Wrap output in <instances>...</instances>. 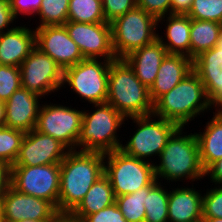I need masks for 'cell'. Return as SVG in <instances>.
<instances>
[{
	"mask_svg": "<svg viewBox=\"0 0 222 222\" xmlns=\"http://www.w3.org/2000/svg\"><path fill=\"white\" fill-rule=\"evenodd\" d=\"M67 21L79 23L106 22L102 0H70Z\"/></svg>",
	"mask_w": 222,
	"mask_h": 222,
	"instance_id": "obj_28",
	"label": "cell"
},
{
	"mask_svg": "<svg viewBox=\"0 0 222 222\" xmlns=\"http://www.w3.org/2000/svg\"><path fill=\"white\" fill-rule=\"evenodd\" d=\"M57 214V209L49 201L21 193L11 185L1 198L2 222L52 220Z\"/></svg>",
	"mask_w": 222,
	"mask_h": 222,
	"instance_id": "obj_15",
	"label": "cell"
},
{
	"mask_svg": "<svg viewBox=\"0 0 222 222\" xmlns=\"http://www.w3.org/2000/svg\"><path fill=\"white\" fill-rule=\"evenodd\" d=\"M35 130L58 140L69 151L77 150L83 122V110L64 104L42 101Z\"/></svg>",
	"mask_w": 222,
	"mask_h": 222,
	"instance_id": "obj_10",
	"label": "cell"
},
{
	"mask_svg": "<svg viewBox=\"0 0 222 222\" xmlns=\"http://www.w3.org/2000/svg\"><path fill=\"white\" fill-rule=\"evenodd\" d=\"M193 0H171V14L187 15Z\"/></svg>",
	"mask_w": 222,
	"mask_h": 222,
	"instance_id": "obj_42",
	"label": "cell"
},
{
	"mask_svg": "<svg viewBox=\"0 0 222 222\" xmlns=\"http://www.w3.org/2000/svg\"><path fill=\"white\" fill-rule=\"evenodd\" d=\"M91 110L83 109V122L77 150L108 153L119 150L123 144L117 134L127 119L109 103L92 104ZM90 111V112H89ZM92 111V112H91ZM119 138V139H118ZM121 139V141H120Z\"/></svg>",
	"mask_w": 222,
	"mask_h": 222,
	"instance_id": "obj_5",
	"label": "cell"
},
{
	"mask_svg": "<svg viewBox=\"0 0 222 222\" xmlns=\"http://www.w3.org/2000/svg\"><path fill=\"white\" fill-rule=\"evenodd\" d=\"M204 177H207L208 181L211 180L212 185L222 186V158L212 163L205 170Z\"/></svg>",
	"mask_w": 222,
	"mask_h": 222,
	"instance_id": "obj_40",
	"label": "cell"
},
{
	"mask_svg": "<svg viewBox=\"0 0 222 222\" xmlns=\"http://www.w3.org/2000/svg\"><path fill=\"white\" fill-rule=\"evenodd\" d=\"M112 45L116 58L151 44L158 38L157 20L136 6L111 23Z\"/></svg>",
	"mask_w": 222,
	"mask_h": 222,
	"instance_id": "obj_6",
	"label": "cell"
},
{
	"mask_svg": "<svg viewBox=\"0 0 222 222\" xmlns=\"http://www.w3.org/2000/svg\"><path fill=\"white\" fill-rule=\"evenodd\" d=\"M50 222H75V218L71 214L58 213Z\"/></svg>",
	"mask_w": 222,
	"mask_h": 222,
	"instance_id": "obj_43",
	"label": "cell"
},
{
	"mask_svg": "<svg viewBox=\"0 0 222 222\" xmlns=\"http://www.w3.org/2000/svg\"><path fill=\"white\" fill-rule=\"evenodd\" d=\"M42 97L28 89L16 90L5 102L6 127L30 132L35 129Z\"/></svg>",
	"mask_w": 222,
	"mask_h": 222,
	"instance_id": "obj_18",
	"label": "cell"
},
{
	"mask_svg": "<svg viewBox=\"0 0 222 222\" xmlns=\"http://www.w3.org/2000/svg\"><path fill=\"white\" fill-rule=\"evenodd\" d=\"M34 47L35 30L26 24L0 34V65L20 67Z\"/></svg>",
	"mask_w": 222,
	"mask_h": 222,
	"instance_id": "obj_20",
	"label": "cell"
},
{
	"mask_svg": "<svg viewBox=\"0 0 222 222\" xmlns=\"http://www.w3.org/2000/svg\"><path fill=\"white\" fill-rule=\"evenodd\" d=\"M70 0H42L38 15L39 25H64L68 20V6Z\"/></svg>",
	"mask_w": 222,
	"mask_h": 222,
	"instance_id": "obj_30",
	"label": "cell"
},
{
	"mask_svg": "<svg viewBox=\"0 0 222 222\" xmlns=\"http://www.w3.org/2000/svg\"><path fill=\"white\" fill-rule=\"evenodd\" d=\"M113 203V188L109 178L104 174L90 187L83 200L70 214L82 222L88 215L99 212Z\"/></svg>",
	"mask_w": 222,
	"mask_h": 222,
	"instance_id": "obj_25",
	"label": "cell"
},
{
	"mask_svg": "<svg viewBox=\"0 0 222 222\" xmlns=\"http://www.w3.org/2000/svg\"><path fill=\"white\" fill-rule=\"evenodd\" d=\"M156 180L145 191V220L144 222H169L168 197L169 190ZM165 188V189H164Z\"/></svg>",
	"mask_w": 222,
	"mask_h": 222,
	"instance_id": "obj_27",
	"label": "cell"
},
{
	"mask_svg": "<svg viewBox=\"0 0 222 222\" xmlns=\"http://www.w3.org/2000/svg\"><path fill=\"white\" fill-rule=\"evenodd\" d=\"M104 175V153L70 150L60 163L58 213L70 214Z\"/></svg>",
	"mask_w": 222,
	"mask_h": 222,
	"instance_id": "obj_1",
	"label": "cell"
},
{
	"mask_svg": "<svg viewBox=\"0 0 222 222\" xmlns=\"http://www.w3.org/2000/svg\"><path fill=\"white\" fill-rule=\"evenodd\" d=\"M10 185L21 193L49 201L58 211L60 163L11 166Z\"/></svg>",
	"mask_w": 222,
	"mask_h": 222,
	"instance_id": "obj_11",
	"label": "cell"
},
{
	"mask_svg": "<svg viewBox=\"0 0 222 222\" xmlns=\"http://www.w3.org/2000/svg\"><path fill=\"white\" fill-rule=\"evenodd\" d=\"M203 217L222 218V186H215L203 194Z\"/></svg>",
	"mask_w": 222,
	"mask_h": 222,
	"instance_id": "obj_34",
	"label": "cell"
},
{
	"mask_svg": "<svg viewBox=\"0 0 222 222\" xmlns=\"http://www.w3.org/2000/svg\"><path fill=\"white\" fill-rule=\"evenodd\" d=\"M167 54L165 46L157 38L151 44L132 51L124 59L133 68L141 83L150 89L155 82L161 62Z\"/></svg>",
	"mask_w": 222,
	"mask_h": 222,
	"instance_id": "obj_22",
	"label": "cell"
},
{
	"mask_svg": "<svg viewBox=\"0 0 222 222\" xmlns=\"http://www.w3.org/2000/svg\"><path fill=\"white\" fill-rule=\"evenodd\" d=\"M155 178L148 186H145L132 194L115 197V203L127 222H144L145 220V191L156 181Z\"/></svg>",
	"mask_w": 222,
	"mask_h": 222,
	"instance_id": "obj_29",
	"label": "cell"
},
{
	"mask_svg": "<svg viewBox=\"0 0 222 222\" xmlns=\"http://www.w3.org/2000/svg\"><path fill=\"white\" fill-rule=\"evenodd\" d=\"M184 129L179 127L168 139L159 157H156L159 163H154L155 178L162 183L163 180L169 184L183 180L196 182L205 178L197 136L195 132H183L186 131Z\"/></svg>",
	"mask_w": 222,
	"mask_h": 222,
	"instance_id": "obj_2",
	"label": "cell"
},
{
	"mask_svg": "<svg viewBox=\"0 0 222 222\" xmlns=\"http://www.w3.org/2000/svg\"><path fill=\"white\" fill-rule=\"evenodd\" d=\"M6 119V105L0 100V127L5 125Z\"/></svg>",
	"mask_w": 222,
	"mask_h": 222,
	"instance_id": "obj_44",
	"label": "cell"
},
{
	"mask_svg": "<svg viewBox=\"0 0 222 222\" xmlns=\"http://www.w3.org/2000/svg\"><path fill=\"white\" fill-rule=\"evenodd\" d=\"M104 174L115 197L132 194L155 179L153 163L128 156L120 149L104 154Z\"/></svg>",
	"mask_w": 222,
	"mask_h": 222,
	"instance_id": "obj_8",
	"label": "cell"
},
{
	"mask_svg": "<svg viewBox=\"0 0 222 222\" xmlns=\"http://www.w3.org/2000/svg\"><path fill=\"white\" fill-rule=\"evenodd\" d=\"M213 110L204 84L192 71L169 92L153 103V115L176 123L179 127H189V122L204 112Z\"/></svg>",
	"mask_w": 222,
	"mask_h": 222,
	"instance_id": "obj_3",
	"label": "cell"
},
{
	"mask_svg": "<svg viewBox=\"0 0 222 222\" xmlns=\"http://www.w3.org/2000/svg\"><path fill=\"white\" fill-rule=\"evenodd\" d=\"M191 19L222 24V0H193L187 14Z\"/></svg>",
	"mask_w": 222,
	"mask_h": 222,
	"instance_id": "obj_32",
	"label": "cell"
},
{
	"mask_svg": "<svg viewBox=\"0 0 222 222\" xmlns=\"http://www.w3.org/2000/svg\"><path fill=\"white\" fill-rule=\"evenodd\" d=\"M11 10L16 19L22 16L33 15L35 18L36 14L40 10L42 0H9Z\"/></svg>",
	"mask_w": 222,
	"mask_h": 222,
	"instance_id": "obj_38",
	"label": "cell"
},
{
	"mask_svg": "<svg viewBox=\"0 0 222 222\" xmlns=\"http://www.w3.org/2000/svg\"><path fill=\"white\" fill-rule=\"evenodd\" d=\"M204 222H222V218L203 217Z\"/></svg>",
	"mask_w": 222,
	"mask_h": 222,
	"instance_id": "obj_45",
	"label": "cell"
},
{
	"mask_svg": "<svg viewBox=\"0 0 222 222\" xmlns=\"http://www.w3.org/2000/svg\"><path fill=\"white\" fill-rule=\"evenodd\" d=\"M24 131L6 126L0 127V161L12 166L17 159Z\"/></svg>",
	"mask_w": 222,
	"mask_h": 222,
	"instance_id": "obj_31",
	"label": "cell"
},
{
	"mask_svg": "<svg viewBox=\"0 0 222 222\" xmlns=\"http://www.w3.org/2000/svg\"><path fill=\"white\" fill-rule=\"evenodd\" d=\"M21 87L19 67L0 65V100L6 102Z\"/></svg>",
	"mask_w": 222,
	"mask_h": 222,
	"instance_id": "obj_33",
	"label": "cell"
},
{
	"mask_svg": "<svg viewBox=\"0 0 222 222\" xmlns=\"http://www.w3.org/2000/svg\"><path fill=\"white\" fill-rule=\"evenodd\" d=\"M22 88L45 98L61 90L62 68L36 46L19 67ZM46 95V96H45Z\"/></svg>",
	"mask_w": 222,
	"mask_h": 222,
	"instance_id": "obj_12",
	"label": "cell"
},
{
	"mask_svg": "<svg viewBox=\"0 0 222 222\" xmlns=\"http://www.w3.org/2000/svg\"><path fill=\"white\" fill-rule=\"evenodd\" d=\"M193 71V60L183 54H167L158 69L155 82L149 89L154 103L160 96L169 92Z\"/></svg>",
	"mask_w": 222,
	"mask_h": 222,
	"instance_id": "obj_21",
	"label": "cell"
},
{
	"mask_svg": "<svg viewBox=\"0 0 222 222\" xmlns=\"http://www.w3.org/2000/svg\"><path fill=\"white\" fill-rule=\"evenodd\" d=\"M111 62L112 60L84 58L64 70L62 88L69 86L83 102L94 105L105 103Z\"/></svg>",
	"mask_w": 222,
	"mask_h": 222,
	"instance_id": "obj_9",
	"label": "cell"
},
{
	"mask_svg": "<svg viewBox=\"0 0 222 222\" xmlns=\"http://www.w3.org/2000/svg\"><path fill=\"white\" fill-rule=\"evenodd\" d=\"M212 114L213 117L206 122L203 132H195L204 170L222 158V111H215Z\"/></svg>",
	"mask_w": 222,
	"mask_h": 222,
	"instance_id": "obj_24",
	"label": "cell"
},
{
	"mask_svg": "<svg viewBox=\"0 0 222 222\" xmlns=\"http://www.w3.org/2000/svg\"><path fill=\"white\" fill-rule=\"evenodd\" d=\"M0 222H2V220H1V198H0Z\"/></svg>",
	"mask_w": 222,
	"mask_h": 222,
	"instance_id": "obj_47",
	"label": "cell"
},
{
	"mask_svg": "<svg viewBox=\"0 0 222 222\" xmlns=\"http://www.w3.org/2000/svg\"><path fill=\"white\" fill-rule=\"evenodd\" d=\"M15 20L17 19L11 10L10 1L0 0V34L14 29L16 27V25L13 26Z\"/></svg>",
	"mask_w": 222,
	"mask_h": 222,
	"instance_id": "obj_39",
	"label": "cell"
},
{
	"mask_svg": "<svg viewBox=\"0 0 222 222\" xmlns=\"http://www.w3.org/2000/svg\"><path fill=\"white\" fill-rule=\"evenodd\" d=\"M106 102L125 118L153 113L149 89L136 77L124 58L112 60L110 64Z\"/></svg>",
	"mask_w": 222,
	"mask_h": 222,
	"instance_id": "obj_4",
	"label": "cell"
},
{
	"mask_svg": "<svg viewBox=\"0 0 222 222\" xmlns=\"http://www.w3.org/2000/svg\"><path fill=\"white\" fill-rule=\"evenodd\" d=\"M69 37L77 44L84 58L115 60L112 45V28L108 22L64 24Z\"/></svg>",
	"mask_w": 222,
	"mask_h": 222,
	"instance_id": "obj_13",
	"label": "cell"
},
{
	"mask_svg": "<svg viewBox=\"0 0 222 222\" xmlns=\"http://www.w3.org/2000/svg\"><path fill=\"white\" fill-rule=\"evenodd\" d=\"M69 150L50 135L36 131L26 132L12 166H38L61 163Z\"/></svg>",
	"mask_w": 222,
	"mask_h": 222,
	"instance_id": "obj_16",
	"label": "cell"
},
{
	"mask_svg": "<svg viewBox=\"0 0 222 222\" xmlns=\"http://www.w3.org/2000/svg\"><path fill=\"white\" fill-rule=\"evenodd\" d=\"M11 166L0 161V198L10 186Z\"/></svg>",
	"mask_w": 222,
	"mask_h": 222,
	"instance_id": "obj_41",
	"label": "cell"
},
{
	"mask_svg": "<svg viewBox=\"0 0 222 222\" xmlns=\"http://www.w3.org/2000/svg\"><path fill=\"white\" fill-rule=\"evenodd\" d=\"M221 31V23L191 19L190 58L193 60L200 53L213 48Z\"/></svg>",
	"mask_w": 222,
	"mask_h": 222,
	"instance_id": "obj_26",
	"label": "cell"
},
{
	"mask_svg": "<svg viewBox=\"0 0 222 222\" xmlns=\"http://www.w3.org/2000/svg\"><path fill=\"white\" fill-rule=\"evenodd\" d=\"M82 222H127L116 203L88 215Z\"/></svg>",
	"mask_w": 222,
	"mask_h": 222,
	"instance_id": "obj_37",
	"label": "cell"
},
{
	"mask_svg": "<svg viewBox=\"0 0 222 222\" xmlns=\"http://www.w3.org/2000/svg\"><path fill=\"white\" fill-rule=\"evenodd\" d=\"M106 22L111 23L116 18L137 6L136 0H102Z\"/></svg>",
	"mask_w": 222,
	"mask_h": 222,
	"instance_id": "obj_35",
	"label": "cell"
},
{
	"mask_svg": "<svg viewBox=\"0 0 222 222\" xmlns=\"http://www.w3.org/2000/svg\"><path fill=\"white\" fill-rule=\"evenodd\" d=\"M136 2L139 8L156 20L171 14V0H136Z\"/></svg>",
	"mask_w": 222,
	"mask_h": 222,
	"instance_id": "obj_36",
	"label": "cell"
},
{
	"mask_svg": "<svg viewBox=\"0 0 222 222\" xmlns=\"http://www.w3.org/2000/svg\"><path fill=\"white\" fill-rule=\"evenodd\" d=\"M126 119L133 121L132 123L136 125V131L132 136H129L131 138L126 141V144H122L120 150L128 156L153 162V164L155 161L152 159L155 156L159 157L168 139L179 128L176 123L153 114Z\"/></svg>",
	"mask_w": 222,
	"mask_h": 222,
	"instance_id": "obj_7",
	"label": "cell"
},
{
	"mask_svg": "<svg viewBox=\"0 0 222 222\" xmlns=\"http://www.w3.org/2000/svg\"><path fill=\"white\" fill-rule=\"evenodd\" d=\"M189 186L172 187L168 197L169 222H198L203 218V191ZM174 188V189H173Z\"/></svg>",
	"mask_w": 222,
	"mask_h": 222,
	"instance_id": "obj_19",
	"label": "cell"
},
{
	"mask_svg": "<svg viewBox=\"0 0 222 222\" xmlns=\"http://www.w3.org/2000/svg\"><path fill=\"white\" fill-rule=\"evenodd\" d=\"M193 71L204 84L211 107L222 111V31L213 48L193 59Z\"/></svg>",
	"mask_w": 222,
	"mask_h": 222,
	"instance_id": "obj_17",
	"label": "cell"
},
{
	"mask_svg": "<svg viewBox=\"0 0 222 222\" xmlns=\"http://www.w3.org/2000/svg\"><path fill=\"white\" fill-rule=\"evenodd\" d=\"M51 220H33V219H24L16 222H50Z\"/></svg>",
	"mask_w": 222,
	"mask_h": 222,
	"instance_id": "obj_46",
	"label": "cell"
},
{
	"mask_svg": "<svg viewBox=\"0 0 222 222\" xmlns=\"http://www.w3.org/2000/svg\"><path fill=\"white\" fill-rule=\"evenodd\" d=\"M35 46L50 56L64 71L84 59L64 25L35 26Z\"/></svg>",
	"mask_w": 222,
	"mask_h": 222,
	"instance_id": "obj_14",
	"label": "cell"
},
{
	"mask_svg": "<svg viewBox=\"0 0 222 222\" xmlns=\"http://www.w3.org/2000/svg\"><path fill=\"white\" fill-rule=\"evenodd\" d=\"M163 21L166 23L165 36H160L157 30L158 40L165 46L167 53L183 54L190 58L191 18L188 15L169 14L157 20L158 27Z\"/></svg>",
	"mask_w": 222,
	"mask_h": 222,
	"instance_id": "obj_23",
	"label": "cell"
}]
</instances>
